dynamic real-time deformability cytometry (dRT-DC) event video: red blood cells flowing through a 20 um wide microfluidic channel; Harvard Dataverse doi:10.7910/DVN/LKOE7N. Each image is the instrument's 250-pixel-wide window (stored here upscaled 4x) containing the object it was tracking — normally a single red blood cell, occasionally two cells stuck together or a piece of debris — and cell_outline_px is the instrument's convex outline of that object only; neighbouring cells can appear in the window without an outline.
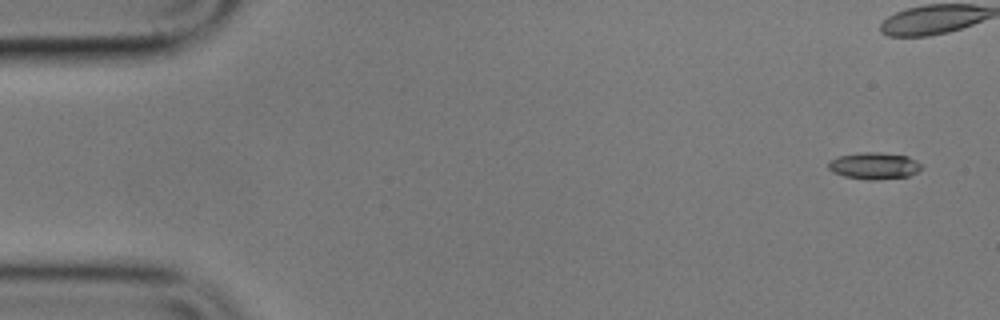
{"species": "common noctule bat (a hibernating species)", "species_latin": "Nyctalus noctula", "temperature_condition": "cold", "stored_images_in_passage": 15, "camera_frame_rate_fps": 3000, "um_per_image_px": 0.085, "animal": {"sex": "male", "body_mass_g": 17.9}, "frame": {"image": 1, "passage_image": 1, "time_ms": 0.0, "image_size_px": [1000, 320], "cell_outline_px": [[924, 168], [908, 176], [880, 180], [868, 180], [844, 176], [832, 172], [828, 168], [828, 160], [836, 156], [864, 152], [876, 152], [908, 156], [924, 164]], "centroid_in_image_um": [74.31, 14.09], "position_along_channel_um": 10.7, "area_um2": 14.8}}
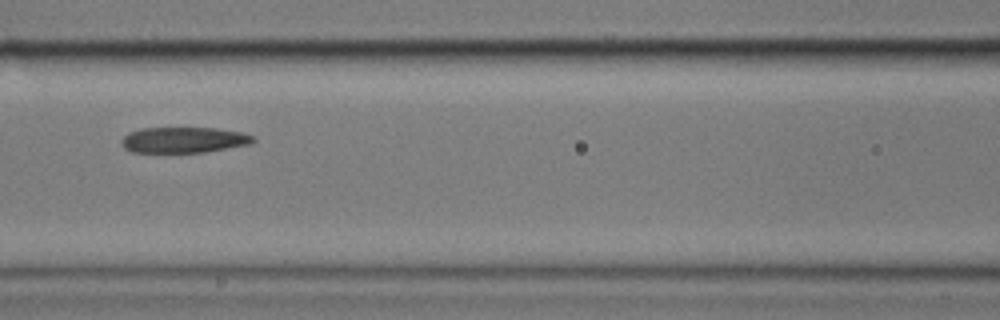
{"frame": {"image": 2, "passage_image": 7, "time_ms": 8.333, "image_size_px": [1000, 320], "cell_outline_px": [[256, 140], [252, 144], [204, 152], [132, 152], [124, 148], [120, 144], [120, 140], [128, 132], [140, 128], [216, 128], [240, 132], [256, 136]], "centroid_in_image_um": [15.62, 11.89], "position_along_channel_um": 151.0, "area_um2": 19.94}}
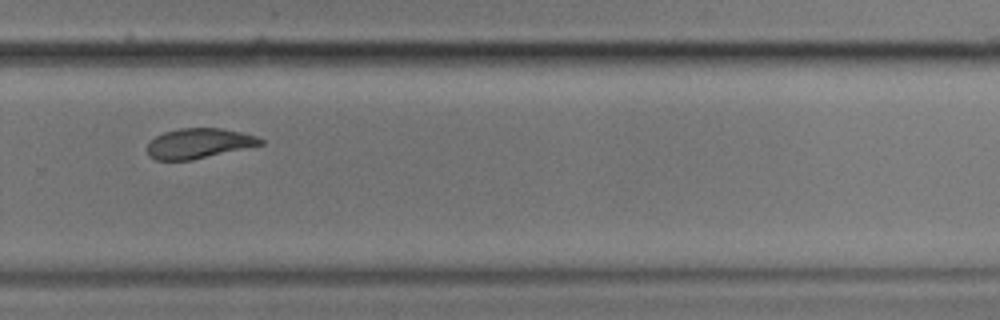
{"frame": {"image": 3, "passage_image": 11, "time_ms": 13.0, "image_size_px": [1000, 320], "cell_outline_px": [[264, 144], [192, 160], [156, 160], [148, 156], [148, 144], [156, 136], [164, 132], [180, 128], [220, 128], [240, 132], [256, 136], [264, 140]], "centroid_in_image_um": [16.9, 12.19], "position_along_channel_um": 312.9, "area_um2": 19.71}, "authors_computed_cell_mechanics": {"area_um2": 19.652, "velocity_mm_per_s": 3.4697, "shape_relaxation_time_tau1_ms": null, "shape_relaxation_time_tau2_ms": 7.1636, "deformation_change_tau1": null, "deformation_change_tau2": 0.1346}}